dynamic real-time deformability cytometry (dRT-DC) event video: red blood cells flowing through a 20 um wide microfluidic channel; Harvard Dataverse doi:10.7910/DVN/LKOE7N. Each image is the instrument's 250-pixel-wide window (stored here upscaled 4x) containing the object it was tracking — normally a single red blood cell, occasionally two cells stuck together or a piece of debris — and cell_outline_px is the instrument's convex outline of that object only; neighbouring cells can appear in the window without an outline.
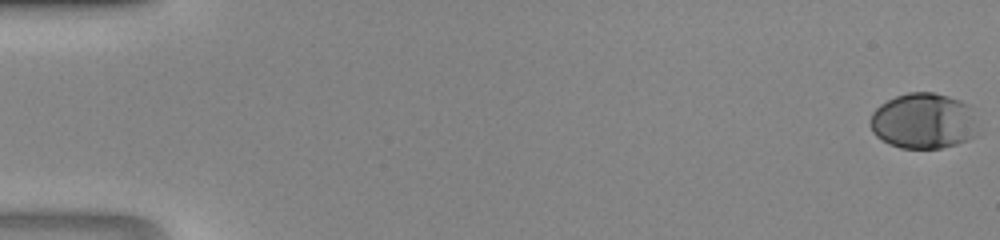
{"species": "human", "species_latin": "Homo sapiens", "temperature_condition": "room temperature", "stored_images_in_passage": 48, "camera_frame_rate_fps": 3000, "um_per_image_px": 0.085, "donor": {"sex": "male"}, "frame": {"image": 1, "passage_image": 1, "time_ms": 0.0, "image_size_px": [1000, 240], "cell_outline_px": [[976, 136], [968, 140], [956, 144], [940, 148], [900, 148], [888, 144], [876, 136], [872, 132], [868, 124], [868, 120], [872, 112], [880, 104], [896, 96], [908, 92], [932, 92], [948, 96], [960, 100], [968, 108], [972, 116]], "centroid_in_image_um": [78.4, 10.29], "position_along_channel_um": 6.6, "area_um2": 34.8}}
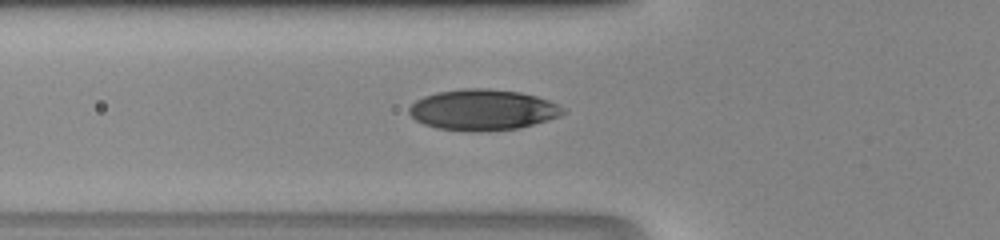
{"frame": {"image": 2, "passage_image": 19, "time_ms": 6.0, "image_size_px": [1000, 240], "cell_outline_px": [[568, 112], [560, 116], [548, 120], [520, 128], [472, 132], [436, 128], [424, 124], [416, 120], [408, 112], [408, 108], [416, 100], [424, 96], [436, 92], [464, 88], [484, 88], [520, 92], [536, 96], [548, 100], [564, 108]], "centroid_in_image_um": [41.04, 9.34], "position_along_channel_um": 84.8, "area_um2": 36.76}}
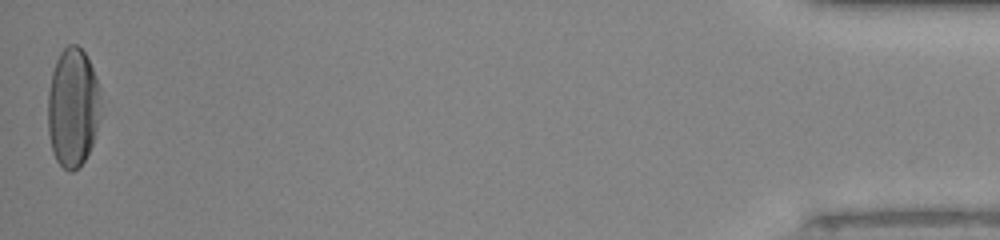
{"frame": {"image": 3, "passage_image": 48, "time_ms": 15.667, "image_size_px": [1000, 240], "cell_outline_px": [[100, 116], [92, 144], [84, 160], [72, 172], [68, 172], [56, 160], [52, 152], [48, 132], [48, 92], [52, 72], [56, 60], [60, 52], [68, 44], [76, 44], [84, 52], [96, 76], [100, 96]], "centroid_in_image_um": [6.17, 9.13], "position_along_channel_um": 429.0, "area_um2": 36.65}}